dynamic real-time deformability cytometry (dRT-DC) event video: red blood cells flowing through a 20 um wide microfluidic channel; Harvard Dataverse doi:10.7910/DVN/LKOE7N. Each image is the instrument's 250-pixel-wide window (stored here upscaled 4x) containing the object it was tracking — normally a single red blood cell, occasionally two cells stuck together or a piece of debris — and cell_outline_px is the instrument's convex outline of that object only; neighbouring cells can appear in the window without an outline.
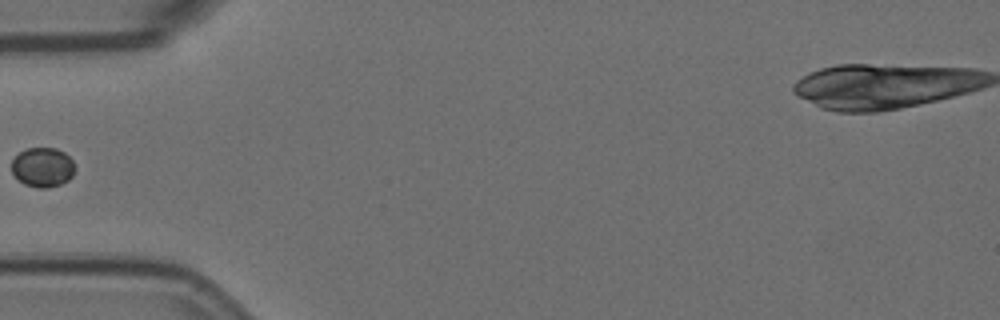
{"species": "Egyptian fruit bat (a non-hibernating species)", "species_latin": "Rousettus aegyptiacus", "temperature_condition": "room temperature", "stored_images_in_passage": 4, "camera_frame_rate_fps": 3000, "um_per_image_px": 0.085, "animal": {"sex": "female"}, "frame": {"image": 1, "passage_image": 4, "time_ms": 1.0, "image_size_px": [1000, 320], "cell_outline_px": [[76, 168], [72, 176], [68, 180], [60, 184], [48, 188], [40, 188], [24, 184], [12, 172], [12, 160], [20, 152], [28, 148], [56, 148], [64, 152], [72, 160]], "centroid_in_image_um": [3.65, 14.21], "position_along_channel_um": 81.3, "area_um2": 14.51}}